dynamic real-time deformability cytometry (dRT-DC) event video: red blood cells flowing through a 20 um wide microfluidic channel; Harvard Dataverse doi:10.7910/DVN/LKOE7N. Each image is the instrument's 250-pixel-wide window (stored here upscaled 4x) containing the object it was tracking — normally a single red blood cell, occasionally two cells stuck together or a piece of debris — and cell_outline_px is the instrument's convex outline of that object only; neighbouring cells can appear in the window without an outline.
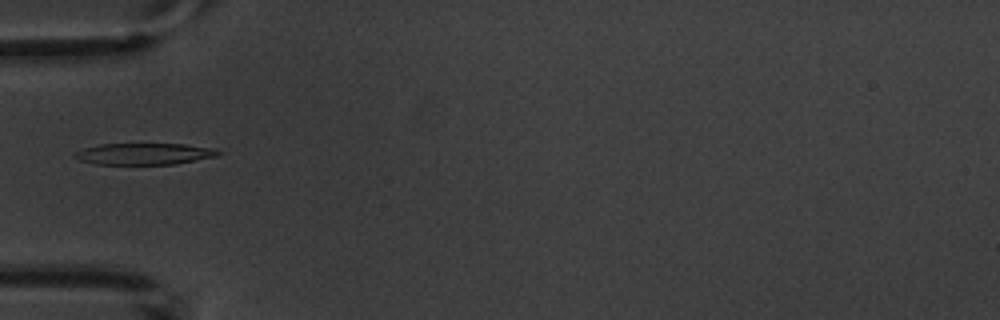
{"species": "common noctule bat (a hibernating species)", "species_latin": "Nyctalus noctula", "temperature_condition": "warm", "stored_images_in_passage": 2, "camera_frame_rate_fps": 3000, "um_per_image_px": 0.085, "animal": {"sex": "male", "body_mass_g": 20.1, "forearm_length_mm": 53.5}, "frame": {"image": 1, "passage_image": 2, "time_ms": 1.0, "image_size_px": [1000, 320], "cell_outline_px": [[220, 152], [216, 156], [176, 164], [96, 164], [80, 160], [72, 156], [76, 152], [84, 148], [100, 144], [184, 144], [216, 148]], "centroid_in_image_um": [12.26, 13.07], "position_along_channel_um": 72.7, "area_um2": 17.86}}